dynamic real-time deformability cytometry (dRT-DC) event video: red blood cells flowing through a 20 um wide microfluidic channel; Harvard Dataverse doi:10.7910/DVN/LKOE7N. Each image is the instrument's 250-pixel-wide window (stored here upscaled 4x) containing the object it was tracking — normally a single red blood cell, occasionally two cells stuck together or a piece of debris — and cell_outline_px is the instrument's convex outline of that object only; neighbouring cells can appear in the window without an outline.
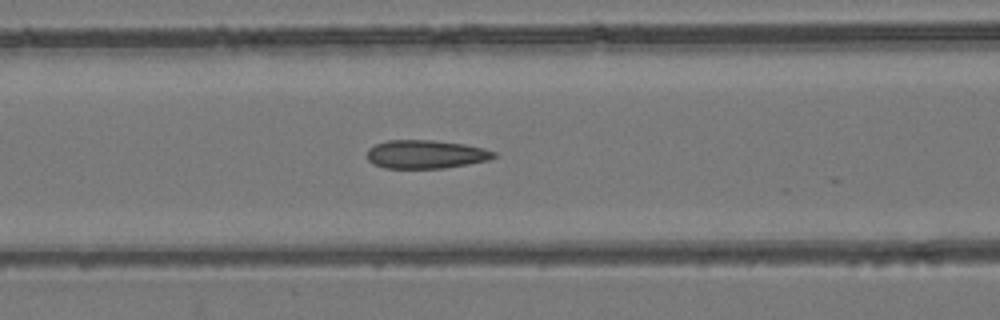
{"species": "common noctule bat (a hibernating species)", "species_latin": "Nyctalus noctula", "temperature_condition": "room temperature", "stored_images_in_passage": 28, "camera_frame_rate_fps": 3000, "um_per_image_px": 0.085, "animal": {"sex": "female", "body_mass_g": 24.6, "forearm_length_mm": 56.2}, "frame": {"image": 1, "passage_image": 23, "time_ms": 7.333, "image_size_px": [1000, 320], "cell_outline_px": [[496, 156], [488, 160], [468, 164], [444, 168], [384, 168], [368, 160], [368, 148], [376, 144], [388, 140], [432, 140], [464, 144], [484, 148], [496, 152]], "centroid_in_image_um": [36.21, 13.11], "position_along_channel_um": 130.4, "area_um2": 20.92}}
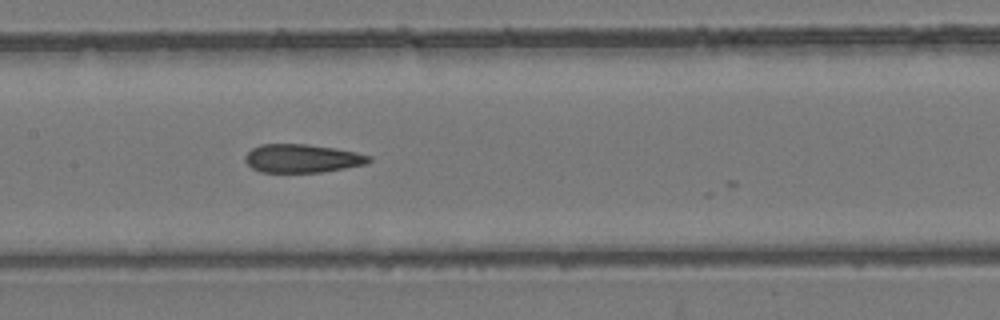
{"frame": {"image": 2, "passage_image": 27, "time_ms": 8.667, "image_size_px": [1000, 320], "cell_outline_px": [[372, 160], [364, 164], [324, 172], [260, 172], [252, 168], [244, 160], [244, 156], [252, 148], [260, 144], [308, 144], [336, 148], [356, 152], [372, 156]], "centroid_in_image_um": [25.67, 13.46], "position_along_channel_um": 181.7, "area_um2": 20.58}}